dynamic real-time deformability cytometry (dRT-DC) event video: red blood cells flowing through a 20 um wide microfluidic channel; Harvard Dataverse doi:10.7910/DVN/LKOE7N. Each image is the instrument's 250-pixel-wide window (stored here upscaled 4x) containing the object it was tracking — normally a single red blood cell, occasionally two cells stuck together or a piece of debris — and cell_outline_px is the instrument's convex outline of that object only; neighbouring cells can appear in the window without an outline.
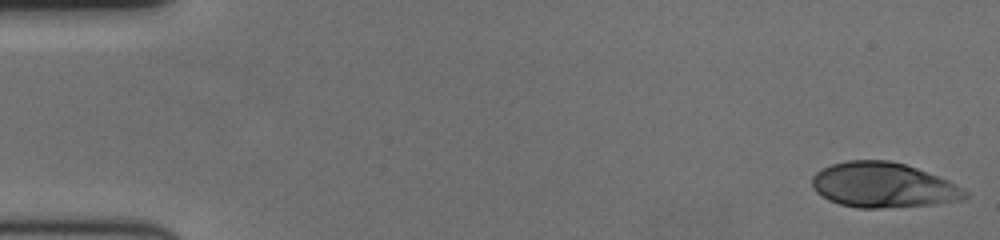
{"species": "human", "species_latin": "Homo sapiens", "temperature_condition": "cold", "stored_images_in_passage": 59, "camera_frame_rate_fps": 3000, "um_per_image_px": 0.085, "donor": {"sex": "female"}, "frame": {"image": 1, "passage_image": 1, "time_ms": 0.0, "image_size_px": [1000, 240], "cell_outline_px": [[968, 196], [964, 200], [936, 204], [880, 208], [856, 208], [840, 204], [828, 200], [820, 196], [812, 188], [812, 176], [816, 172], [832, 164], [848, 160], [888, 160], [904, 164], [916, 168], [948, 180], [956, 184], [968, 192]], "centroid_in_image_um": [75.06, 15.74], "position_along_channel_um": 9.9, "area_um2": 40.29}}
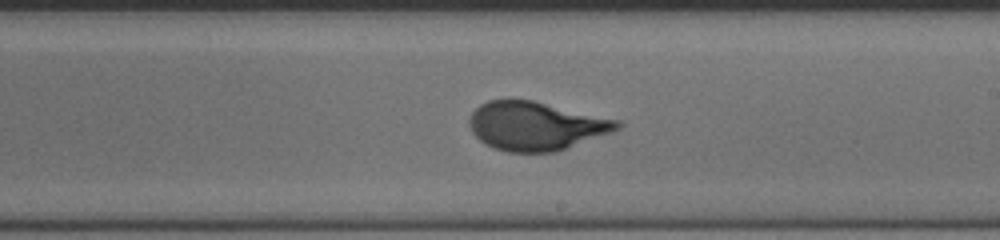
{"frame": {"image": 2, "passage_image": 34, "time_ms": 11.0, "image_size_px": [1000, 240], "cell_outline_px": [[624, 124], [620, 128], [612, 132], [556, 152], [508, 152], [492, 148], [484, 144], [472, 132], [468, 124], [468, 120], [472, 112], [480, 104], [488, 100], [532, 100], [620, 120]], "centroid_in_image_um": [45.55, 10.71], "position_along_channel_um": 243.5, "area_um2": 42.02}}
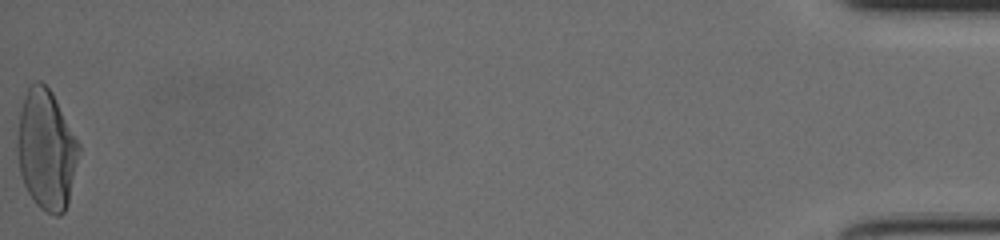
{"frame": {"image": 3, "passage_image": 59, "time_ms": 19.333, "image_size_px": [1000, 240], "cell_outline_px": [[80, 152], [68, 204], [64, 212], [60, 216], [56, 216], [40, 208], [36, 204], [28, 192], [24, 184], [20, 172], [16, 152], [16, 136], [20, 112], [24, 96], [28, 88], [36, 80], [40, 80], [52, 92], [80, 144]], "centroid_in_image_um": [3.93, 12.74], "position_along_channel_um": 431.3, "area_um2": 43.29}, "authors_computed_cell_mechanics": {"area_um2": 41.2692, "velocity_mm_per_s": 3.4577, "shape_relaxation_time_tau1_ms": 4.553, "shape_relaxation_time_tau2_ms": null, "deformation_change_tau1": 0.2224, "deformation_change_tau2": null}}